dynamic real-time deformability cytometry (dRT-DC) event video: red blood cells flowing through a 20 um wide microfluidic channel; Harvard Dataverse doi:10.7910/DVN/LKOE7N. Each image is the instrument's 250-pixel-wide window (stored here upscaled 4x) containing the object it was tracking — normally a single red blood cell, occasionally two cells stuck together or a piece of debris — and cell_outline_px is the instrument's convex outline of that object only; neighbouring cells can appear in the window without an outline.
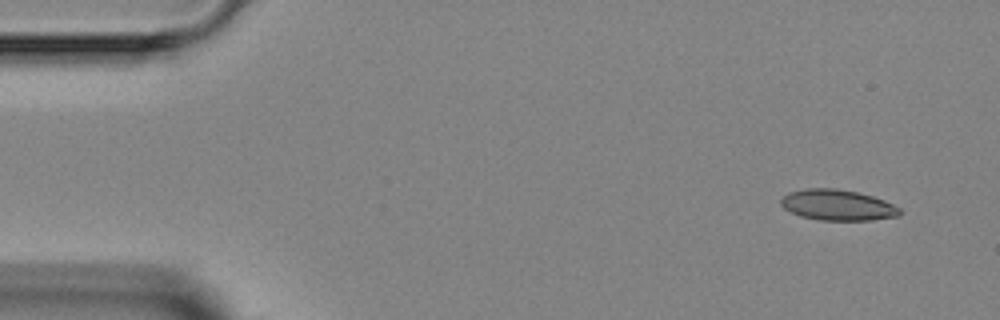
{"species": "Egyptian fruit bat (a non-hibernating species)", "species_latin": "Rousettus aegyptiacus", "temperature_condition": "room temperature", "stored_images_in_passage": 5, "segment_of_instrument_passage": [1, 2], "camera_frame_rate_fps": 3000, "um_per_image_px": 0.085, "animal": {"sex": "female"}, "frame": {"image": 1, "passage_image": 1, "time_ms": 0.0, "image_size_px": [1000, 320], "cell_outline_px": [[900, 216], [872, 220], [820, 220], [800, 216], [784, 208], [780, 204], [780, 200], [788, 192], [808, 188], [836, 188], [856, 192], [872, 196], [884, 200], [900, 208]], "centroid_in_image_um": [71.19, 17.43], "position_along_channel_um": 13.8, "area_um2": 21.27}}
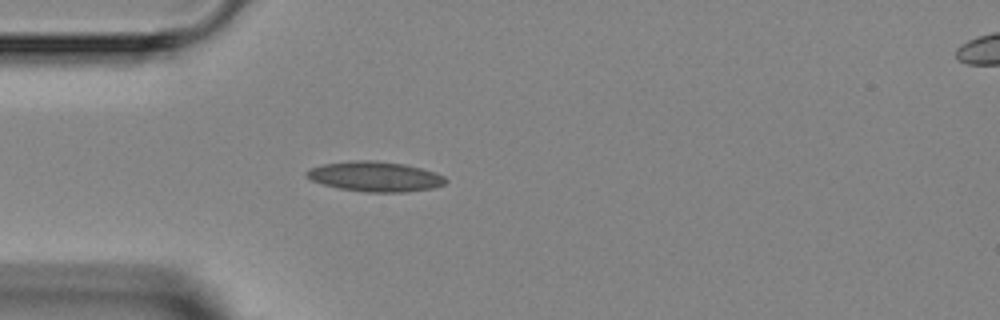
{"frame": {"image": 2, "passage_image": 4, "time_ms": 3.333, "image_size_px": [1000, 320], "cell_outline_px": [[448, 180], [444, 184], [432, 188], [404, 192], [368, 192], [340, 188], [324, 184], [312, 180], [304, 176], [304, 172], [308, 168], [320, 164], [356, 160], [376, 160], [404, 164], [436, 172], [444, 176]], "centroid_in_image_um": [31.85, 14.99], "position_along_channel_um": 53.1, "area_um2": 24.39}}